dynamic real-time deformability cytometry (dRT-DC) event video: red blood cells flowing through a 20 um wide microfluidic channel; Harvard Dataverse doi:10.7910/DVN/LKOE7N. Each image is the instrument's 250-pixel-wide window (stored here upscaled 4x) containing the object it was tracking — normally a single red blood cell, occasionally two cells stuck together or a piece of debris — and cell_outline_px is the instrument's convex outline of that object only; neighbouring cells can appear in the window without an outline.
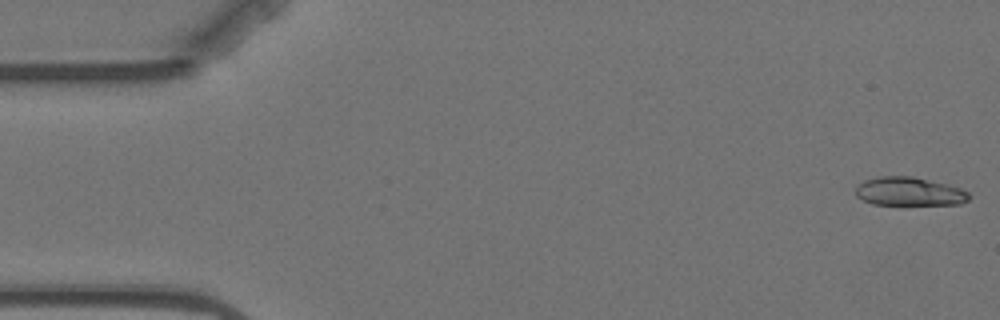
{"species": "Egyptian fruit bat (a non-hibernating species)", "species_latin": "Rousettus aegyptiacus", "temperature_condition": "warm", "stored_images_in_passage": 5, "camera_frame_rate_fps": 3000, "um_per_image_px": 0.085, "animal": {"sex": "female"}, "frame": {"image": 1, "passage_image": 1, "time_ms": 0.0, "image_size_px": [1000, 320], "cell_outline_px": [[968, 200], [960, 204], [872, 204], [856, 196], [856, 184], [864, 180], [880, 176], [912, 176], [960, 188], [968, 192]], "centroid_in_image_um": [77.23, 16.27], "position_along_channel_um": 7.8, "area_um2": 18.61}}
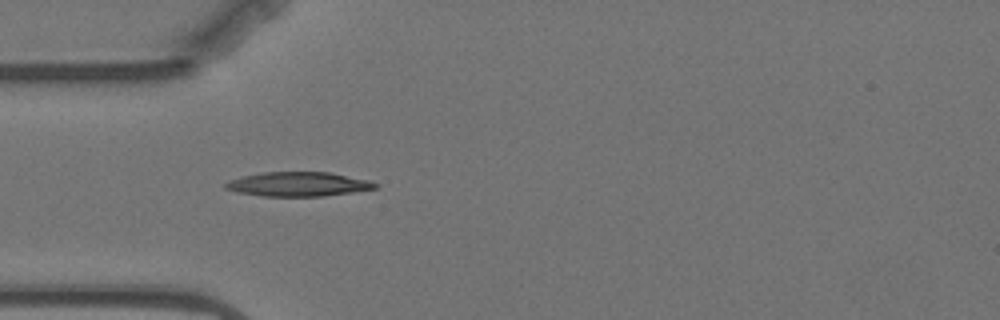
{"frame": {"image": 2, "passage_image": 5, "time_ms": 5.0, "image_size_px": [1000, 320], "cell_outline_px": [[380, 184], [376, 188], [352, 192], [324, 196], [264, 196], [240, 192], [224, 188], [224, 184], [232, 180], [244, 176], [264, 172], [328, 172], [368, 180]], "centroid_in_image_um": [25.39, 15.65], "position_along_channel_um": 59.6, "area_um2": 20.87}}